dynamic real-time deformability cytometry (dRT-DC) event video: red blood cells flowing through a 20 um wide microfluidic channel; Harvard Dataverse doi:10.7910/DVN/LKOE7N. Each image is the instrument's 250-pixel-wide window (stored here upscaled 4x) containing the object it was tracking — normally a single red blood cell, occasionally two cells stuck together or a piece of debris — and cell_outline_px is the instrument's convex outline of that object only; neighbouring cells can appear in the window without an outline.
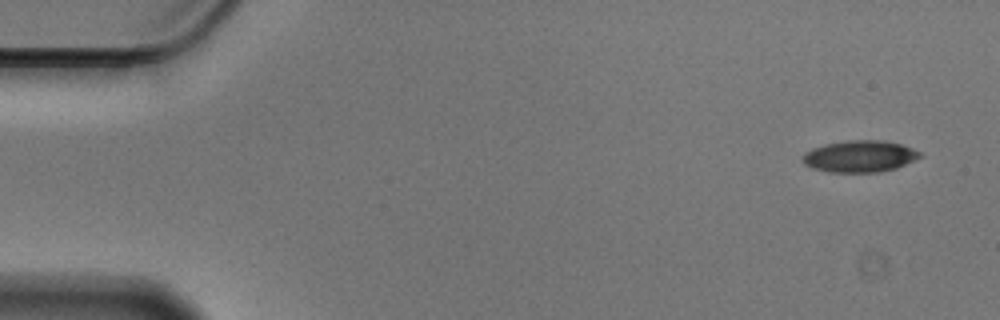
{"species": "Egyptian fruit bat (a non-hibernating species)", "species_latin": "Rousettus aegyptiacus", "temperature_condition": "cold", "stored_images_in_passage": 54, "camera_frame_rate_fps": 3000, "um_per_image_px": 0.085, "animal": {"sex": "male"}, "frame": {"image": 1, "passage_image": 1, "time_ms": 0.0, "image_size_px": [1000, 320], "cell_outline_px": [[924, 156], [896, 168], [876, 172], [828, 172], [812, 168], [804, 164], [800, 156], [804, 152], [812, 148], [824, 144], [848, 140], [884, 140], [900, 144], [912, 148], [920, 152]], "centroid_in_image_um": [73.05, 13.28], "position_along_channel_um": 12.0, "area_um2": 21.85}}
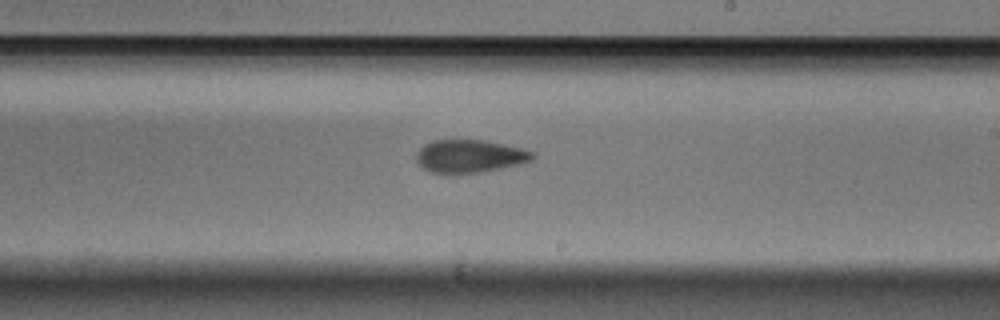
{"frame": {"image": 2, "passage_image": 31, "time_ms": 10.0, "image_size_px": [1000, 320], "cell_outline_px": [[536, 156], [532, 160], [520, 164], [480, 172], [456, 176], [452, 176], [432, 172], [424, 168], [416, 160], [416, 152], [424, 144], [432, 140], [484, 140], [520, 148], [536, 152]], "centroid_in_image_um": [39.9, 13.3], "position_along_channel_um": 249.1, "area_um2": 22.72}}
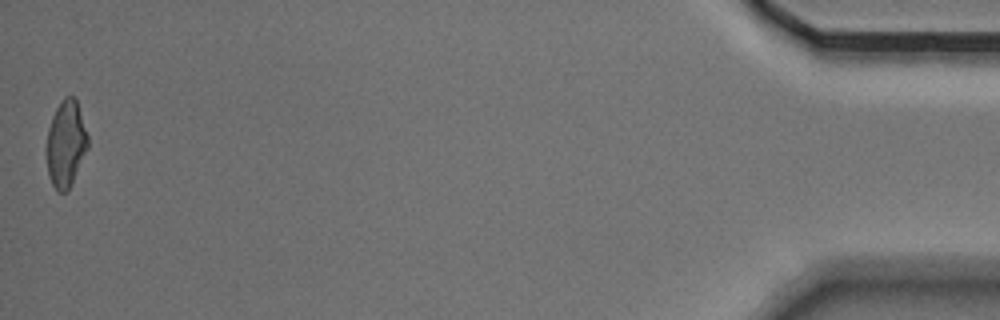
{"frame": {"image": 3, "passage_image": 54, "time_ms": 17.667, "image_size_px": [1000, 320], "cell_outline_px": [[88, 148], [68, 192], [56, 192], [48, 176], [44, 148], [48, 128], [52, 116], [56, 108], [64, 96], [72, 96], [76, 100], [88, 136]], "centroid_in_image_um": [5.56, 12.27], "position_along_channel_um": 429.6, "area_um2": 21.27}, "authors_computed_cell_mechanics": {"area_um2": 22.3397, "velocity_mm_per_s": 3.5579, "shape_relaxation_time_tau1_ms": 3.5965, "shape_relaxation_time_tau2_ms": 4.1284, "deformation_change_tau1": 0.1167, "deformation_change_tau2": 0.1153}}